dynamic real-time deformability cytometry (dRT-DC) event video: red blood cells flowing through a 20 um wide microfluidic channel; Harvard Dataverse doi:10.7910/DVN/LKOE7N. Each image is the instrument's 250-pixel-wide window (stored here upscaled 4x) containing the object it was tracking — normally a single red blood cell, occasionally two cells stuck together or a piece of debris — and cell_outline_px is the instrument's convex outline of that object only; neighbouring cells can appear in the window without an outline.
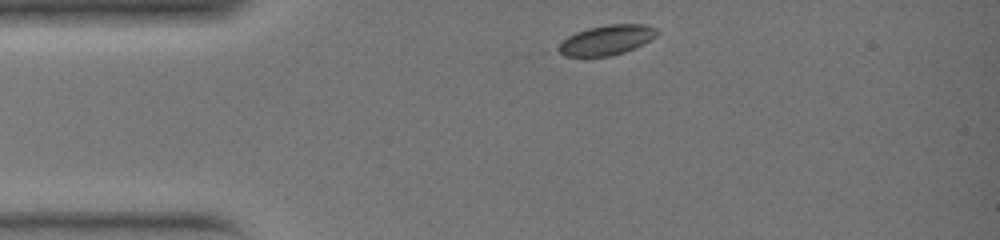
{"species": "common noctule bat (a hibernating species)", "species_latin": "Nyctalus noctula", "temperature_condition": "warm", "stored_images_in_passage": 25, "camera_frame_rate_fps": 3000, "um_per_image_px": 0.085, "animal": {"sex": "female", "body_mass_g": 19.0, "forearm_length_mm": 51.5}, "frame": {"image": 1, "passage_image": 1, "time_ms": 0.0, "image_size_px": [1000, 240], "cell_outline_px": [[660, 32], [656, 36], [624, 52], [612, 56], [564, 56], [556, 52], [552, 48], [568, 36], [576, 32], [588, 28], [608, 24], [644, 24], [656, 28]], "centroid_in_image_um": [51.47, 3.4], "position_along_channel_um": 33.5, "area_um2": 17.28}}
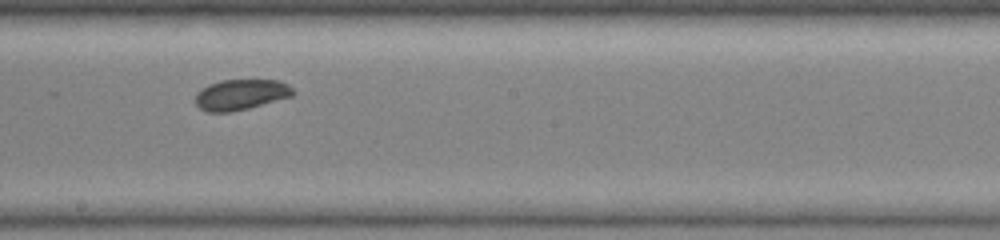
{"frame": {"image": 2, "passage_image": 14, "time_ms": 4.333, "image_size_px": [1000, 240], "cell_outline_px": [[296, 92], [292, 96], [248, 108], [232, 112], [204, 112], [196, 104], [196, 92], [208, 84], [220, 80], [280, 80], [288, 84]], "centroid_in_image_um": [20.46, 8.04], "position_along_channel_um": 227.7, "area_um2": 17.51}}
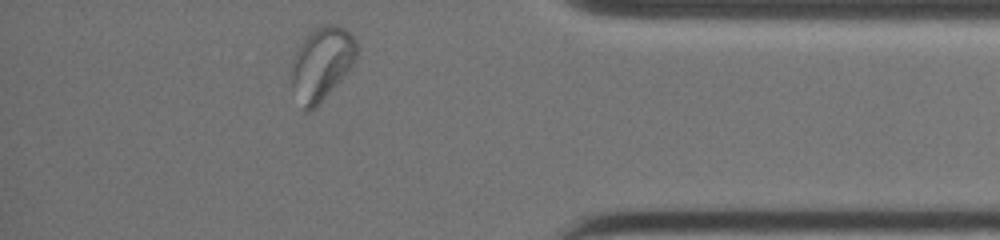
{"frame": {"image": 3, "passage_image": 25, "time_ms": 8.0, "image_size_px": [1000, 240], "cell_outline_px": [[356, 60], [316, 108], [308, 112], [304, 108], [292, 88], [288, 68], [300, 44], [316, 28], [328, 24], [332, 24], [344, 28], [356, 40]], "centroid_in_image_um": [27.3, 5.42], "position_along_channel_um": 407.9, "area_um2": 27.4}}